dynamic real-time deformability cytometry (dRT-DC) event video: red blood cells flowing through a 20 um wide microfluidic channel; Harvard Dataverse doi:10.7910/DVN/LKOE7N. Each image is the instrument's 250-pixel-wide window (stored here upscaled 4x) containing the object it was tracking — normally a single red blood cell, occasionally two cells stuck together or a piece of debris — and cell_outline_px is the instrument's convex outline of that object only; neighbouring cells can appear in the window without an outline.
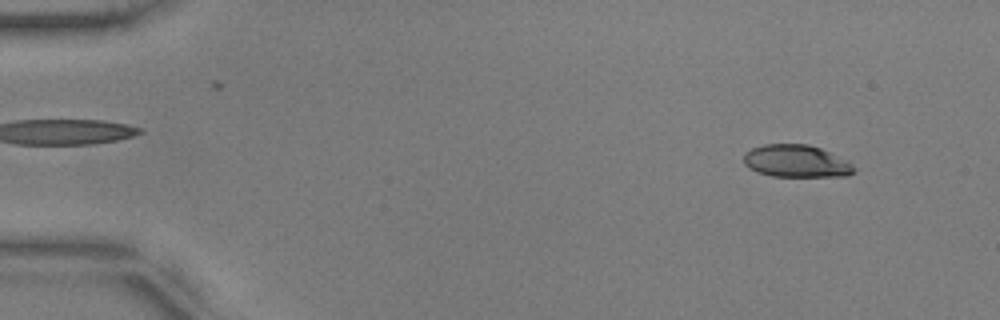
{"species": "common noctule bat (a hibernating species)", "species_latin": "Nyctalus noctula", "temperature_condition": "warm", "stored_images_in_passage": 54, "camera_frame_rate_fps": 3000, "um_per_image_px": 0.085, "animal": {"sex": "male", "body_mass_g": 17.9, "forearm_length_mm": 54.2}, "frame": {"image": 1, "passage_image": 5, "time_ms": 1.333, "image_size_px": [1000, 320], "cell_outline_px": [[856, 172], [848, 176], [772, 176], [756, 172], [748, 168], [744, 164], [744, 152], [752, 148], [764, 144], [808, 144], [820, 148], [848, 160], [856, 168]], "centroid_in_image_um": [67.69, 13.7], "position_along_channel_um": 17.3, "area_um2": 21.04}}
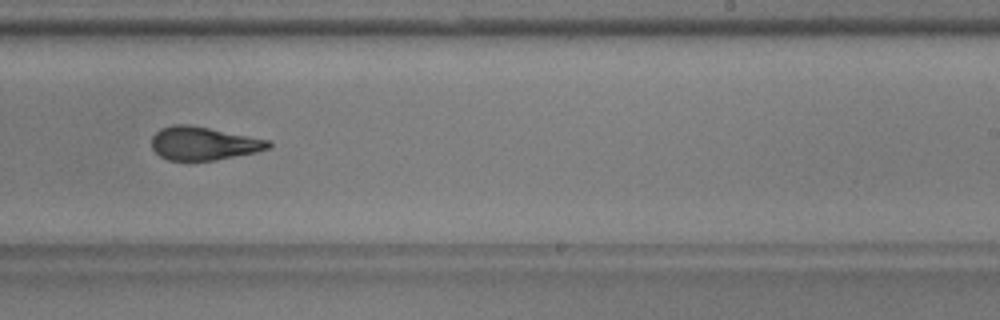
{"frame": {"image": 2, "passage_image": 34, "time_ms": 11.0, "image_size_px": [1000, 320], "cell_outline_px": [[272, 148], [256, 152], [216, 160], [168, 160], [160, 156], [152, 148], [152, 136], [160, 128], [172, 124], [188, 124], [272, 140]], "centroid_in_image_um": [17.33, 12.18], "position_along_channel_um": 271.7, "area_um2": 22.83}}
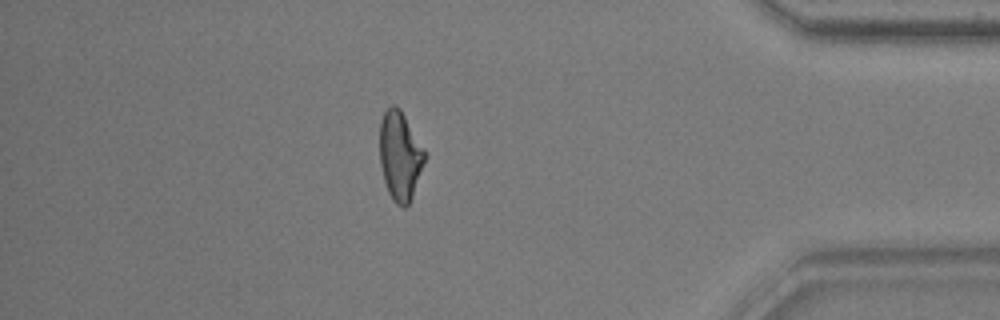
{"frame": {"image": 3, "passage_image": 47, "time_ms": 15.333, "image_size_px": [1000, 320], "cell_outline_px": [[428, 156], [412, 196], [408, 204], [404, 208], [396, 204], [388, 192], [384, 180], [380, 164], [380, 120], [384, 112], [392, 104], [396, 104], [400, 108], [428, 152]], "centroid_in_image_um": [34.03, 13.21], "position_along_channel_um": 401.2, "area_um2": 23.81}, "authors_computed_cell_mechanics": {"area_um2": 23.12, "velocity_mm_per_s": 3.7648, "shape_relaxation_time_tau1_ms": 4.4644, "shape_relaxation_time_tau2_ms": 1.3331, "deformation_change_tau1": 0.1797, "deformation_change_tau2": 0.0869}}